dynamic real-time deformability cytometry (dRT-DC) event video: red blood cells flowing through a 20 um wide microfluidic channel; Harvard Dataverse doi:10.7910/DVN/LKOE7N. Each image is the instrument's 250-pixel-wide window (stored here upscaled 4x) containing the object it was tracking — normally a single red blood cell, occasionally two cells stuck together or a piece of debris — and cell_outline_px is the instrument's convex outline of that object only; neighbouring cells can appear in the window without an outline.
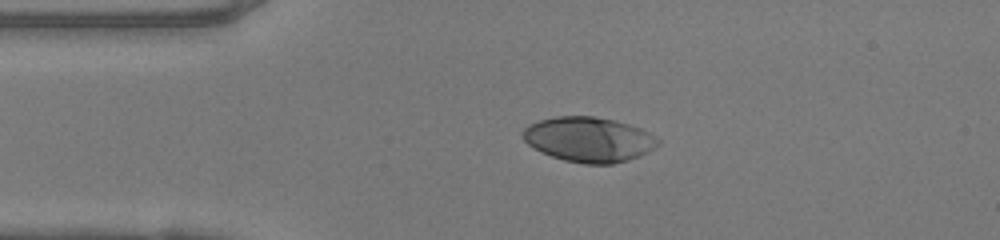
{"species": "human", "species_latin": "Homo sapiens", "temperature_condition": "warm", "stored_images_in_passage": 48, "camera_frame_rate_fps": 3000, "um_per_image_px": 0.085, "donor": {"sex": "female"}, "frame": {"image": 1, "passage_image": 9, "time_ms": 2.667, "image_size_px": [1000, 240], "cell_outline_px": [[660, 144], [656, 148], [640, 156], [628, 160], [612, 164], [584, 164], [564, 160], [540, 152], [528, 144], [520, 136], [520, 132], [528, 124], [540, 120], [556, 116], [592, 116], [616, 120], [640, 128], [656, 136], [660, 140]], "centroid_in_image_um": [50.04, 11.85], "position_along_channel_um": 35.0, "area_um2": 35.78}}
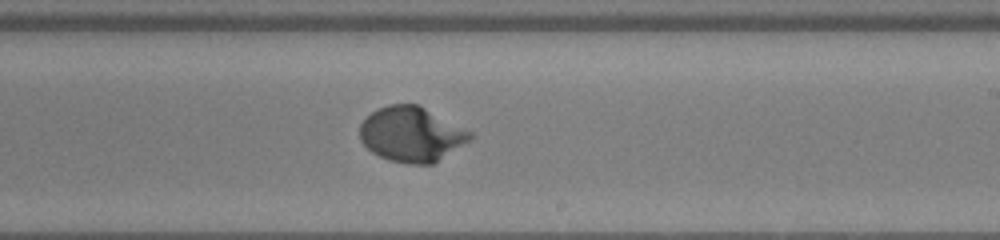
{"frame": {"image": 2, "passage_image": 27, "time_ms": 8.667, "image_size_px": [1000, 240], "cell_outline_px": [[472, 140], [432, 164], [408, 164], [388, 160], [372, 152], [360, 140], [360, 124], [372, 112], [388, 104], [416, 104], [472, 132]], "centroid_in_image_um": [34.97, 11.43], "position_along_channel_um": 254.0, "area_um2": 34.97}}
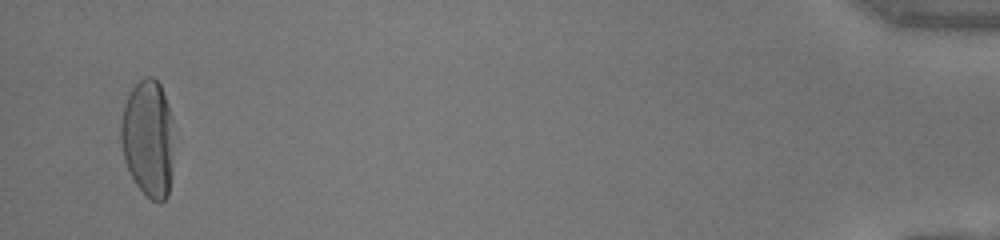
{"frame": {"image": 3, "passage_image": 46, "time_ms": 15.0, "image_size_px": [1000, 240], "cell_outline_px": [[172, 120], [168, 196], [160, 204], [152, 200], [136, 184], [128, 168], [120, 144], [120, 120], [124, 104], [132, 88], [144, 76], [152, 76], [160, 84], [172, 116]], "centroid_in_image_um": [12.55, 11.71], "position_along_channel_um": 422.7, "area_um2": 35.6}, "authors_computed_cell_mechanics": {"area_um2": 35.3736, "velocity_mm_per_s": 4.1302, "shape_relaxation_time_tau1_ms": 2.6704, "shape_relaxation_time_tau2_ms": null, "deformation_change_tau1": 0.2295, "deformation_change_tau2": null}}